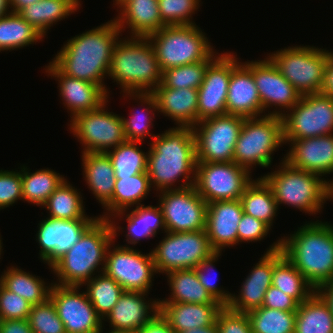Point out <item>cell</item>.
<instances>
[{
  "label": "cell",
  "mask_w": 333,
  "mask_h": 333,
  "mask_svg": "<svg viewBox=\"0 0 333 333\" xmlns=\"http://www.w3.org/2000/svg\"><path fill=\"white\" fill-rule=\"evenodd\" d=\"M120 36L122 33L112 19L67 40L51 62L63 74L97 84L109 95L103 78L108 76L112 52Z\"/></svg>",
  "instance_id": "obj_1"
},
{
  "label": "cell",
  "mask_w": 333,
  "mask_h": 333,
  "mask_svg": "<svg viewBox=\"0 0 333 333\" xmlns=\"http://www.w3.org/2000/svg\"><path fill=\"white\" fill-rule=\"evenodd\" d=\"M151 142L147 155V174L152 189L154 187V190L161 192L194 185L197 157L193 128H169L157 134ZM181 178L182 183L174 185Z\"/></svg>",
  "instance_id": "obj_2"
},
{
  "label": "cell",
  "mask_w": 333,
  "mask_h": 333,
  "mask_svg": "<svg viewBox=\"0 0 333 333\" xmlns=\"http://www.w3.org/2000/svg\"><path fill=\"white\" fill-rule=\"evenodd\" d=\"M286 258L317 290L333 278V224L310 221L280 238Z\"/></svg>",
  "instance_id": "obj_3"
},
{
  "label": "cell",
  "mask_w": 333,
  "mask_h": 333,
  "mask_svg": "<svg viewBox=\"0 0 333 333\" xmlns=\"http://www.w3.org/2000/svg\"><path fill=\"white\" fill-rule=\"evenodd\" d=\"M115 222L99 218L50 268L58 277L57 282L53 283L81 287L96 276L95 272L103 273L107 249L118 236L120 229H124L116 226Z\"/></svg>",
  "instance_id": "obj_4"
},
{
  "label": "cell",
  "mask_w": 333,
  "mask_h": 333,
  "mask_svg": "<svg viewBox=\"0 0 333 333\" xmlns=\"http://www.w3.org/2000/svg\"><path fill=\"white\" fill-rule=\"evenodd\" d=\"M107 77L119 84L123 93H151L161 83L162 71L148 37L120 38Z\"/></svg>",
  "instance_id": "obj_5"
},
{
  "label": "cell",
  "mask_w": 333,
  "mask_h": 333,
  "mask_svg": "<svg viewBox=\"0 0 333 333\" xmlns=\"http://www.w3.org/2000/svg\"><path fill=\"white\" fill-rule=\"evenodd\" d=\"M279 164V168L261 176L272 189L277 206H292L309 215L320 213L329 200L328 179L294 168L284 159Z\"/></svg>",
  "instance_id": "obj_6"
},
{
  "label": "cell",
  "mask_w": 333,
  "mask_h": 333,
  "mask_svg": "<svg viewBox=\"0 0 333 333\" xmlns=\"http://www.w3.org/2000/svg\"><path fill=\"white\" fill-rule=\"evenodd\" d=\"M195 25L165 26L147 37L153 45L161 71L205 61L214 47Z\"/></svg>",
  "instance_id": "obj_7"
},
{
  "label": "cell",
  "mask_w": 333,
  "mask_h": 333,
  "mask_svg": "<svg viewBox=\"0 0 333 333\" xmlns=\"http://www.w3.org/2000/svg\"><path fill=\"white\" fill-rule=\"evenodd\" d=\"M282 144L281 116L245 118L234 147L233 161L250 173L256 165L269 168L274 151L279 150Z\"/></svg>",
  "instance_id": "obj_8"
},
{
  "label": "cell",
  "mask_w": 333,
  "mask_h": 333,
  "mask_svg": "<svg viewBox=\"0 0 333 333\" xmlns=\"http://www.w3.org/2000/svg\"><path fill=\"white\" fill-rule=\"evenodd\" d=\"M330 52L314 46H289L268 54L280 73L301 95L320 93Z\"/></svg>",
  "instance_id": "obj_9"
},
{
  "label": "cell",
  "mask_w": 333,
  "mask_h": 333,
  "mask_svg": "<svg viewBox=\"0 0 333 333\" xmlns=\"http://www.w3.org/2000/svg\"><path fill=\"white\" fill-rule=\"evenodd\" d=\"M151 250L157 273L194 269L201 261L216 252L205 230L195 232H166Z\"/></svg>",
  "instance_id": "obj_10"
},
{
  "label": "cell",
  "mask_w": 333,
  "mask_h": 333,
  "mask_svg": "<svg viewBox=\"0 0 333 333\" xmlns=\"http://www.w3.org/2000/svg\"><path fill=\"white\" fill-rule=\"evenodd\" d=\"M281 118L283 140L333 134V98L322 93L301 96Z\"/></svg>",
  "instance_id": "obj_11"
},
{
  "label": "cell",
  "mask_w": 333,
  "mask_h": 333,
  "mask_svg": "<svg viewBox=\"0 0 333 333\" xmlns=\"http://www.w3.org/2000/svg\"><path fill=\"white\" fill-rule=\"evenodd\" d=\"M107 102L70 120L69 130L84 146L81 153H106L126 141L122 116L108 112Z\"/></svg>",
  "instance_id": "obj_12"
},
{
  "label": "cell",
  "mask_w": 333,
  "mask_h": 333,
  "mask_svg": "<svg viewBox=\"0 0 333 333\" xmlns=\"http://www.w3.org/2000/svg\"><path fill=\"white\" fill-rule=\"evenodd\" d=\"M245 118L222 115L193 126L197 162H233L236 141Z\"/></svg>",
  "instance_id": "obj_13"
},
{
  "label": "cell",
  "mask_w": 333,
  "mask_h": 333,
  "mask_svg": "<svg viewBox=\"0 0 333 333\" xmlns=\"http://www.w3.org/2000/svg\"><path fill=\"white\" fill-rule=\"evenodd\" d=\"M250 172L233 162H197L194 187L207 202L239 200L253 180Z\"/></svg>",
  "instance_id": "obj_14"
},
{
  "label": "cell",
  "mask_w": 333,
  "mask_h": 333,
  "mask_svg": "<svg viewBox=\"0 0 333 333\" xmlns=\"http://www.w3.org/2000/svg\"><path fill=\"white\" fill-rule=\"evenodd\" d=\"M109 245L103 273L113 278L125 291L148 293L157 273L152 252L143 254L133 247ZM113 246V248H112ZM112 249V250H111Z\"/></svg>",
  "instance_id": "obj_15"
},
{
  "label": "cell",
  "mask_w": 333,
  "mask_h": 333,
  "mask_svg": "<svg viewBox=\"0 0 333 333\" xmlns=\"http://www.w3.org/2000/svg\"><path fill=\"white\" fill-rule=\"evenodd\" d=\"M167 232H195L205 230L208 203L197 193L194 185L159 193Z\"/></svg>",
  "instance_id": "obj_16"
},
{
  "label": "cell",
  "mask_w": 333,
  "mask_h": 333,
  "mask_svg": "<svg viewBox=\"0 0 333 333\" xmlns=\"http://www.w3.org/2000/svg\"><path fill=\"white\" fill-rule=\"evenodd\" d=\"M79 290L80 286H62L54 283L50 289L49 298L64 323L65 332L101 333L105 327L103 320L97 315L86 292Z\"/></svg>",
  "instance_id": "obj_17"
},
{
  "label": "cell",
  "mask_w": 333,
  "mask_h": 333,
  "mask_svg": "<svg viewBox=\"0 0 333 333\" xmlns=\"http://www.w3.org/2000/svg\"><path fill=\"white\" fill-rule=\"evenodd\" d=\"M243 64L253 74L264 115L282 116L286 110L288 111L299 102L301 95L268 57L264 60H252ZM273 106L276 109L271 111L269 108ZM267 109L270 112L265 113Z\"/></svg>",
  "instance_id": "obj_18"
},
{
  "label": "cell",
  "mask_w": 333,
  "mask_h": 333,
  "mask_svg": "<svg viewBox=\"0 0 333 333\" xmlns=\"http://www.w3.org/2000/svg\"><path fill=\"white\" fill-rule=\"evenodd\" d=\"M99 218L65 220L46 217L40 221L36 234L40 259L51 268Z\"/></svg>",
  "instance_id": "obj_19"
},
{
  "label": "cell",
  "mask_w": 333,
  "mask_h": 333,
  "mask_svg": "<svg viewBox=\"0 0 333 333\" xmlns=\"http://www.w3.org/2000/svg\"><path fill=\"white\" fill-rule=\"evenodd\" d=\"M280 238L261 256L241 284L238 295L232 293L227 307L238 313H247L260 308L265 293L272 284L274 264L283 256Z\"/></svg>",
  "instance_id": "obj_20"
},
{
  "label": "cell",
  "mask_w": 333,
  "mask_h": 333,
  "mask_svg": "<svg viewBox=\"0 0 333 333\" xmlns=\"http://www.w3.org/2000/svg\"><path fill=\"white\" fill-rule=\"evenodd\" d=\"M230 78L231 52H224L209 64L198 89V122L227 114L226 100Z\"/></svg>",
  "instance_id": "obj_21"
},
{
  "label": "cell",
  "mask_w": 333,
  "mask_h": 333,
  "mask_svg": "<svg viewBox=\"0 0 333 333\" xmlns=\"http://www.w3.org/2000/svg\"><path fill=\"white\" fill-rule=\"evenodd\" d=\"M283 141L290 146L283 157L290 166L321 177L333 174V134Z\"/></svg>",
  "instance_id": "obj_22"
},
{
  "label": "cell",
  "mask_w": 333,
  "mask_h": 333,
  "mask_svg": "<svg viewBox=\"0 0 333 333\" xmlns=\"http://www.w3.org/2000/svg\"><path fill=\"white\" fill-rule=\"evenodd\" d=\"M231 52V78L228 86L227 114L244 118L264 116L252 72Z\"/></svg>",
  "instance_id": "obj_23"
},
{
  "label": "cell",
  "mask_w": 333,
  "mask_h": 333,
  "mask_svg": "<svg viewBox=\"0 0 333 333\" xmlns=\"http://www.w3.org/2000/svg\"><path fill=\"white\" fill-rule=\"evenodd\" d=\"M48 76L58 81V89L63 104L69 110L71 119L80 114L99 108L109 95L97 84L63 74L51 61L45 66Z\"/></svg>",
  "instance_id": "obj_24"
},
{
  "label": "cell",
  "mask_w": 333,
  "mask_h": 333,
  "mask_svg": "<svg viewBox=\"0 0 333 333\" xmlns=\"http://www.w3.org/2000/svg\"><path fill=\"white\" fill-rule=\"evenodd\" d=\"M243 213L240 199L208 203L205 231L216 252L238 244L237 228Z\"/></svg>",
  "instance_id": "obj_25"
},
{
  "label": "cell",
  "mask_w": 333,
  "mask_h": 333,
  "mask_svg": "<svg viewBox=\"0 0 333 333\" xmlns=\"http://www.w3.org/2000/svg\"><path fill=\"white\" fill-rule=\"evenodd\" d=\"M147 296L146 292L124 291L103 320L110 324V331L137 333L159 311V299L147 301Z\"/></svg>",
  "instance_id": "obj_26"
},
{
  "label": "cell",
  "mask_w": 333,
  "mask_h": 333,
  "mask_svg": "<svg viewBox=\"0 0 333 333\" xmlns=\"http://www.w3.org/2000/svg\"><path fill=\"white\" fill-rule=\"evenodd\" d=\"M151 93L157 103V114L168 116L178 127H193L198 123L197 89H173L160 83Z\"/></svg>",
  "instance_id": "obj_27"
},
{
  "label": "cell",
  "mask_w": 333,
  "mask_h": 333,
  "mask_svg": "<svg viewBox=\"0 0 333 333\" xmlns=\"http://www.w3.org/2000/svg\"><path fill=\"white\" fill-rule=\"evenodd\" d=\"M221 303L159 302V311L176 333L210 327L216 324Z\"/></svg>",
  "instance_id": "obj_28"
},
{
  "label": "cell",
  "mask_w": 333,
  "mask_h": 333,
  "mask_svg": "<svg viewBox=\"0 0 333 333\" xmlns=\"http://www.w3.org/2000/svg\"><path fill=\"white\" fill-rule=\"evenodd\" d=\"M114 20L121 32L130 28V36L147 37L166 26L162 22L157 0H130L120 8Z\"/></svg>",
  "instance_id": "obj_29"
},
{
  "label": "cell",
  "mask_w": 333,
  "mask_h": 333,
  "mask_svg": "<svg viewBox=\"0 0 333 333\" xmlns=\"http://www.w3.org/2000/svg\"><path fill=\"white\" fill-rule=\"evenodd\" d=\"M83 178L92 194L104 207L111 199L115 184V171L106 153H82Z\"/></svg>",
  "instance_id": "obj_30"
},
{
  "label": "cell",
  "mask_w": 333,
  "mask_h": 333,
  "mask_svg": "<svg viewBox=\"0 0 333 333\" xmlns=\"http://www.w3.org/2000/svg\"><path fill=\"white\" fill-rule=\"evenodd\" d=\"M130 209H125L123 211L114 213L109 220H114L117 217L119 219L123 218L126 214L127 222V233L125 234V240L128 245L125 247H130L129 244H137L141 239L153 238L159 232V229L164 233L167 232L162 211L158 206H145L143 203L140 206H136L131 212H128ZM114 216V217H113ZM113 217V218H112ZM158 231V232H157Z\"/></svg>",
  "instance_id": "obj_31"
},
{
  "label": "cell",
  "mask_w": 333,
  "mask_h": 333,
  "mask_svg": "<svg viewBox=\"0 0 333 333\" xmlns=\"http://www.w3.org/2000/svg\"><path fill=\"white\" fill-rule=\"evenodd\" d=\"M112 199L104 206L106 212L100 215L102 219H109L114 213L142 205L151 191L150 179L147 172L130 177H115Z\"/></svg>",
  "instance_id": "obj_32"
},
{
  "label": "cell",
  "mask_w": 333,
  "mask_h": 333,
  "mask_svg": "<svg viewBox=\"0 0 333 333\" xmlns=\"http://www.w3.org/2000/svg\"><path fill=\"white\" fill-rule=\"evenodd\" d=\"M80 0H40L23 8L19 15L45 37L48 29L77 12Z\"/></svg>",
  "instance_id": "obj_33"
},
{
  "label": "cell",
  "mask_w": 333,
  "mask_h": 333,
  "mask_svg": "<svg viewBox=\"0 0 333 333\" xmlns=\"http://www.w3.org/2000/svg\"><path fill=\"white\" fill-rule=\"evenodd\" d=\"M295 333H333V315L326 300L315 291L296 310Z\"/></svg>",
  "instance_id": "obj_34"
},
{
  "label": "cell",
  "mask_w": 333,
  "mask_h": 333,
  "mask_svg": "<svg viewBox=\"0 0 333 333\" xmlns=\"http://www.w3.org/2000/svg\"><path fill=\"white\" fill-rule=\"evenodd\" d=\"M170 297L159 302L220 303L199 282L195 269L173 270L166 273Z\"/></svg>",
  "instance_id": "obj_35"
},
{
  "label": "cell",
  "mask_w": 333,
  "mask_h": 333,
  "mask_svg": "<svg viewBox=\"0 0 333 333\" xmlns=\"http://www.w3.org/2000/svg\"><path fill=\"white\" fill-rule=\"evenodd\" d=\"M240 200L245 214L263 221L272 228L279 208L272 189L262 177L253 179L247 185Z\"/></svg>",
  "instance_id": "obj_36"
},
{
  "label": "cell",
  "mask_w": 333,
  "mask_h": 333,
  "mask_svg": "<svg viewBox=\"0 0 333 333\" xmlns=\"http://www.w3.org/2000/svg\"><path fill=\"white\" fill-rule=\"evenodd\" d=\"M39 276L32 275L19 269L18 266L7 267L0 277V283L9 291L18 294L27 300L31 305L45 302L50 295L53 283L48 286Z\"/></svg>",
  "instance_id": "obj_37"
},
{
  "label": "cell",
  "mask_w": 333,
  "mask_h": 333,
  "mask_svg": "<svg viewBox=\"0 0 333 333\" xmlns=\"http://www.w3.org/2000/svg\"><path fill=\"white\" fill-rule=\"evenodd\" d=\"M30 171L27 166H22L23 200L42 207L65 178L48 168L38 169L33 173Z\"/></svg>",
  "instance_id": "obj_38"
},
{
  "label": "cell",
  "mask_w": 333,
  "mask_h": 333,
  "mask_svg": "<svg viewBox=\"0 0 333 333\" xmlns=\"http://www.w3.org/2000/svg\"><path fill=\"white\" fill-rule=\"evenodd\" d=\"M82 199L84 198H82L81 192L65 179L50 195L42 208L49 211L48 217L57 219L93 218L85 214V205Z\"/></svg>",
  "instance_id": "obj_39"
},
{
  "label": "cell",
  "mask_w": 333,
  "mask_h": 333,
  "mask_svg": "<svg viewBox=\"0 0 333 333\" xmlns=\"http://www.w3.org/2000/svg\"><path fill=\"white\" fill-rule=\"evenodd\" d=\"M43 38L19 13L10 12L0 18V52L18 50L43 41Z\"/></svg>",
  "instance_id": "obj_40"
},
{
  "label": "cell",
  "mask_w": 333,
  "mask_h": 333,
  "mask_svg": "<svg viewBox=\"0 0 333 333\" xmlns=\"http://www.w3.org/2000/svg\"><path fill=\"white\" fill-rule=\"evenodd\" d=\"M271 285L294 298L299 304L316 291L285 255L274 264Z\"/></svg>",
  "instance_id": "obj_41"
},
{
  "label": "cell",
  "mask_w": 333,
  "mask_h": 333,
  "mask_svg": "<svg viewBox=\"0 0 333 333\" xmlns=\"http://www.w3.org/2000/svg\"><path fill=\"white\" fill-rule=\"evenodd\" d=\"M130 97L136 102L146 106V108L139 114L137 112L130 114V118L122 117L125 138L128 141L142 142L147 136L153 139L156 135L150 133V128L153 127L152 121L154 120L157 103L152 93H123V97ZM138 98V99H136ZM144 104V105H143ZM141 111V110H140ZM145 111V112H144ZM145 113V114H144ZM150 115V116H149ZM152 115V116H151Z\"/></svg>",
  "instance_id": "obj_42"
},
{
  "label": "cell",
  "mask_w": 333,
  "mask_h": 333,
  "mask_svg": "<svg viewBox=\"0 0 333 333\" xmlns=\"http://www.w3.org/2000/svg\"><path fill=\"white\" fill-rule=\"evenodd\" d=\"M87 286L86 294L96 310L97 315L104 320L125 291L113 278L104 273L94 276L82 286Z\"/></svg>",
  "instance_id": "obj_43"
},
{
  "label": "cell",
  "mask_w": 333,
  "mask_h": 333,
  "mask_svg": "<svg viewBox=\"0 0 333 333\" xmlns=\"http://www.w3.org/2000/svg\"><path fill=\"white\" fill-rule=\"evenodd\" d=\"M138 144L141 145L142 142L126 140L106 152L115 171V177H130L147 172L148 151H142Z\"/></svg>",
  "instance_id": "obj_44"
},
{
  "label": "cell",
  "mask_w": 333,
  "mask_h": 333,
  "mask_svg": "<svg viewBox=\"0 0 333 333\" xmlns=\"http://www.w3.org/2000/svg\"><path fill=\"white\" fill-rule=\"evenodd\" d=\"M247 316L253 333H295L296 311L261 306Z\"/></svg>",
  "instance_id": "obj_45"
},
{
  "label": "cell",
  "mask_w": 333,
  "mask_h": 333,
  "mask_svg": "<svg viewBox=\"0 0 333 333\" xmlns=\"http://www.w3.org/2000/svg\"><path fill=\"white\" fill-rule=\"evenodd\" d=\"M216 50L205 60L192 64L166 69L162 72L161 84L167 88H192L199 89L209 64L220 53Z\"/></svg>",
  "instance_id": "obj_46"
},
{
  "label": "cell",
  "mask_w": 333,
  "mask_h": 333,
  "mask_svg": "<svg viewBox=\"0 0 333 333\" xmlns=\"http://www.w3.org/2000/svg\"><path fill=\"white\" fill-rule=\"evenodd\" d=\"M28 322L33 333H66L52 300L32 305Z\"/></svg>",
  "instance_id": "obj_47"
},
{
  "label": "cell",
  "mask_w": 333,
  "mask_h": 333,
  "mask_svg": "<svg viewBox=\"0 0 333 333\" xmlns=\"http://www.w3.org/2000/svg\"><path fill=\"white\" fill-rule=\"evenodd\" d=\"M162 22L166 26L195 25L192 15L200 0H157Z\"/></svg>",
  "instance_id": "obj_48"
},
{
  "label": "cell",
  "mask_w": 333,
  "mask_h": 333,
  "mask_svg": "<svg viewBox=\"0 0 333 333\" xmlns=\"http://www.w3.org/2000/svg\"><path fill=\"white\" fill-rule=\"evenodd\" d=\"M222 252H214L211 256L207 259L201 261L194 269L197 273V277L199 282L204 286V288L211 294V296L222 305L227 306L230 302L231 295L229 291H225L224 288L218 287L216 285V280H213L211 276L210 270H214V263L218 261L219 256H221ZM213 273V272H212ZM215 273V272H214ZM211 276V278H210Z\"/></svg>",
  "instance_id": "obj_49"
},
{
  "label": "cell",
  "mask_w": 333,
  "mask_h": 333,
  "mask_svg": "<svg viewBox=\"0 0 333 333\" xmlns=\"http://www.w3.org/2000/svg\"><path fill=\"white\" fill-rule=\"evenodd\" d=\"M31 304L0 283V320L28 319Z\"/></svg>",
  "instance_id": "obj_50"
},
{
  "label": "cell",
  "mask_w": 333,
  "mask_h": 333,
  "mask_svg": "<svg viewBox=\"0 0 333 333\" xmlns=\"http://www.w3.org/2000/svg\"><path fill=\"white\" fill-rule=\"evenodd\" d=\"M21 170H0V210L23 200ZM17 171V172H16Z\"/></svg>",
  "instance_id": "obj_51"
},
{
  "label": "cell",
  "mask_w": 333,
  "mask_h": 333,
  "mask_svg": "<svg viewBox=\"0 0 333 333\" xmlns=\"http://www.w3.org/2000/svg\"><path fill=\"white\" fill-rule=\"evenodd\" d=\"M218 333H253L247 313H238L227 306L219 312L216 319Z\"/></svg>",
  "instance_id": "obj_52"
},
{
  "label": "cell",
  "mask_w": 333,
  "mask_h": 333,
  "mask_svg": "<svg viewBox=\"0 0 333 333\" xmlns=\"http://www.w3.org/2000/svg\"><path fill=\"white\" fill-rule=\"evenodd\" d=\"M270 230L271 228L263 221L243 213L237 228L238 244L261 241Z\"/></svg>",
  "instance_id": "obj_53"
},
{
  "label": "cell",
  "mask_w": 333,
  "mask_h": 333,
  "mask_svg": "<svg viewBox=\"0 0 333 333\" xmlns=\"http://www.w3.org/2000/svg\"><path fill=\"white\" fill-rule=\"evenodd\" d=\"M262 306L284 311H296L299 303L294 298L271 285L265 293Z\"/></svg>",
  "instance_id": "obj_54"
},
{
  "label": "cell",
  "mask_w": 333,
  "mask_h": 333,
  "mask_svg": "<svg viewBox=\"0 0 333 333\" xmlns=\"http://www.w3.org/2000/svg\"><path fill=\"white\" fill-rule=\"evenodd\" d=\"M137 333H176L167 319L161 314L160 311L143 326Z\"/></svg>",
  "instance_id": "obj_55"
},
{
  "label": "cell",
  "mask_w": 333,
  "mask_h": 333,
  "mask_svg": "<svg viewBox=\"0 0 333 333\" xmlns=\"http://www.w3.org/2000/svg\"><path fill=\"white\" fill-rule=\"evenodd\" d=\"M0 333H33L28 319L0 320Z\"/></svg>",
  "instance_id": "obj_56"
},
{
  "label": "cell",
  "mask_w": 333,
  "mask_h": 333,
  "mask_svg": "<svg viewBox=\"0 0 333 333\" xmlns=\"http://www.w3.org/2000/svg\"><path fill=\"white\" fill-rule=\"evenodd\" d=\"M320 93L333 98V51H331L325 67L324 82Z\"/></svg>",
  "instance_id": "obj_57"
},
{
  "label": "cell",
  "mask_w": 333,
  "mask_h": 333,
  "mask_svg": "<svg viewBox=\"0 0 333 333\" xmlns=\"http://www.w3.org/2000/svg\"><path fill=\"white\" fill-rule=\"evenodd\" d=\"M316 291L326 300L333 315V278Z\"/></svg>",
  "instance_id": "obj_58"
},
{
  "label": "cell",
  "mask_w": 333,
  "mask_h": 333,
  "mask_svg": "<svg viewBox=\"0 0 333 333\" xmlns=\"http://www.w3.org/2000/svg\"><path fill=\"white\" fill-rule=\"evenodd\" d=\"M40 0H10V12L19 13L23 8Z\"/></svg>",
  "instance_id": "obj_59"
},
{
  "label": "cell",
  "mask_w": 333,
  "mask_h": 333,
  "mask_svg": "<svg viewBox=\"0 0 333 333\" xmlns=\"http://www.w3.org/2000/svg\"><path fill=\"white\" fill-rule=\"evenodd\" d=\"M180 333H218V329L216 327V324H214L210 327H204V328L195 329V330L182 331Z\"/></svg>",
  "instance_id": "obj_60"
},
{
  "label": "cell",
  "mask_w": 333,
  "mask_h": 333,
  "mask_svg": "<svg viewBox=\"0 0 333 333\" xmlns=\"http://www.w3.org/2000/svg\"><path fill=\"white\" fill-rule=\"evenodd\" d=\"M10 0H0V18L10 13Z\"/></svg>",
  "instance_id": "obj_61"
},
{
  "label": "cell",
  "mask_w": 333,
  "mask_h": 333,
  "mask_svg": "<svg viewBox=\"0 0 333 333\" xmlns=\"http://www.w3.org/2000/svg\"><path fill=\"white\" fill-rule=\"evenodd\" d=\"M328 199L333 200V179L328 181Z\"/></svg>",
  "instance_id": "obj_62"
},
{
  "label": "cell",
  "mask_w": 333,
  "mask_h": 333,
  "mask_svg": "<svg viewBox=\"0 0 333 333\" xmlns=\"http://www.w3.org/2000/svg\"><path fill=\"white\" fill-rule=\"evenodd\" d=\"M128 1H130V0H113V4L115 5V6H117L116 8L118 9H120L126 2H128Z\"/></svg>",
  "instance_id": "obj_63"
},
{
  "label": "cell",
  "mask_w": 333,
  "mask_h": 333,
  "mask_svg": "<svg viewBox=\"0 0 333 333\" xmlns=\"http://www.w3.org/2000/svg\"><path fill=\"white\" fill-rule=\"evenodd\" d=\"M2 244H3V242H2V240H1V236H0V257H1V254H3L2 252H3V249H2ZM1 259V258H0Z\"/></svg>",
  "instance_id": "obj_64"
},
{
  "label": "cell",
  "mask_w": 333,
  "mask_h": 333,
  "mask_svg": "<svg viewBox=\"0 0 333 333\" xmlns=\"http://www.w3.org/2000/svg\"><path fill=\"white\" fill-rule=\"evenodd\" d=\"M106 332H107V333H134V332H112V331H109V332L106 331ZM106 332H105V333H106ZM101 333H104V332L102 331Z\"/></svg>",
  "instance_id": "obj_65"
}]
</instances>
